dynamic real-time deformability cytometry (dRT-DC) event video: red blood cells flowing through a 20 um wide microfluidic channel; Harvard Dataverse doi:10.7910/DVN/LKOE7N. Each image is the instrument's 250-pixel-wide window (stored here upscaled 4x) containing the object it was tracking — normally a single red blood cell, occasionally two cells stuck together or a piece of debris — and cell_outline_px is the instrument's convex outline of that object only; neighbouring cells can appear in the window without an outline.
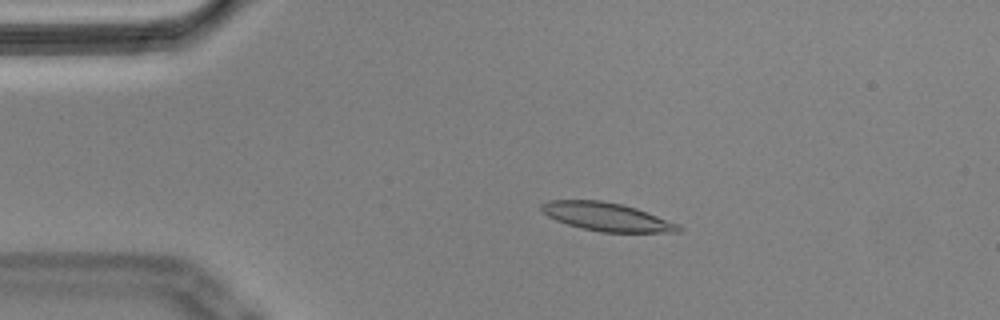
{"species": "Egyptian fruit bat (a non-hibernating species)", "species_latin": "Rousettus aegyptiacus", "temperature_condition": "cold", "stored_images_in_passage": 56, "camera_frame_rate_fps": 3000, "um_per_image_px": 0.085, "animal": {"sex": "male"}, "frame": {"image": 1, "passage_image": 11, "time_ms": 3.333, "image_size_px": [1000, 320], "cell_outline_px": [[684, 228], [680, 232], [600, 232], [568, 224], [556, 220], [548, 216], [540, 208], [540, 204], [548, 200], [600, 200], [620, 204], [636, 208], [680, 224]], "centroid_in_image_um": [51.6, 18.43], "position_along_channel_um": 33.4, "area_um2": 22.54}}
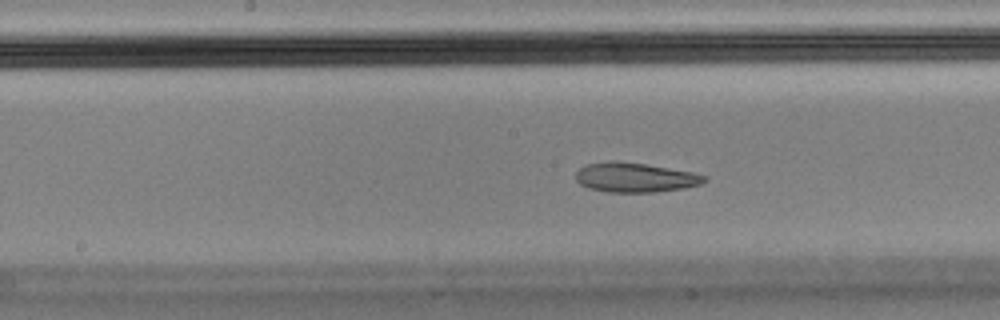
{"frame": {"image": 2, "passage_image": 28, "time_ms": 9.0, "image_size_px": [1000, 320], "cell_outline_px": [[708, 180], [700, 184], [684, 188], [656, 192], [608, 192], [588, 188], [580, 184], [576, 180], [576, 172], [580, 168], [588, 164], [644, 164], [692, 172], [708, 176]], "centroid_in_image_um": [54.06, 15.14], "position_along_channel_um": 194.1, "area_um2": 21.27}}
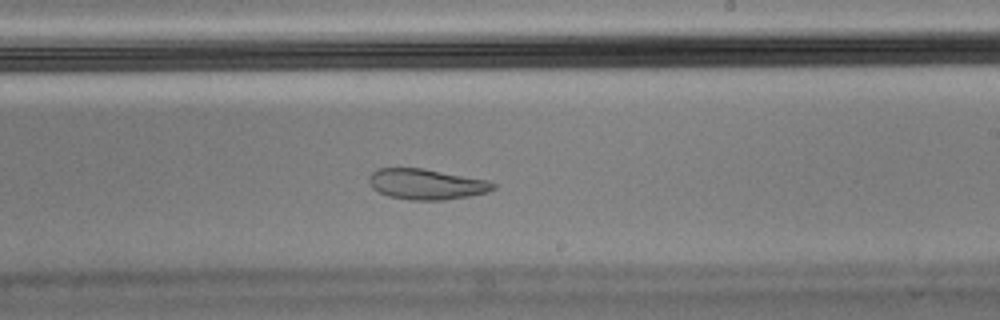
{"frame": {"image": 3, "passage_image": 33, "time_ms": 10.667, "image_size_px": [1000, 320], "cell_outline_px": [[496, 188], [488, 192], [468, 196], [444, 200], [412, 200], [388, 196], [376, 192], [372, 188], [368, 180], [368, 176], [372, 172], [380, 168], [424, 168], [488, 180], [496, 184]], "centroid_in_image_um": [36.23, 15.65], "position_along_channel_um": 252.8, "area_um2": 22.31}, "authors_computed_cell_mechanics": {"area_um2": 23.1489, "velocity_mm_per_s": 3.538, "shape_relaxation_time_tau1_ms": null, "shape_relaxation_time_tau2_ms": 2.7674, "deformation_change_tau1": null, "deformation_change_tau2": 0.0864}}